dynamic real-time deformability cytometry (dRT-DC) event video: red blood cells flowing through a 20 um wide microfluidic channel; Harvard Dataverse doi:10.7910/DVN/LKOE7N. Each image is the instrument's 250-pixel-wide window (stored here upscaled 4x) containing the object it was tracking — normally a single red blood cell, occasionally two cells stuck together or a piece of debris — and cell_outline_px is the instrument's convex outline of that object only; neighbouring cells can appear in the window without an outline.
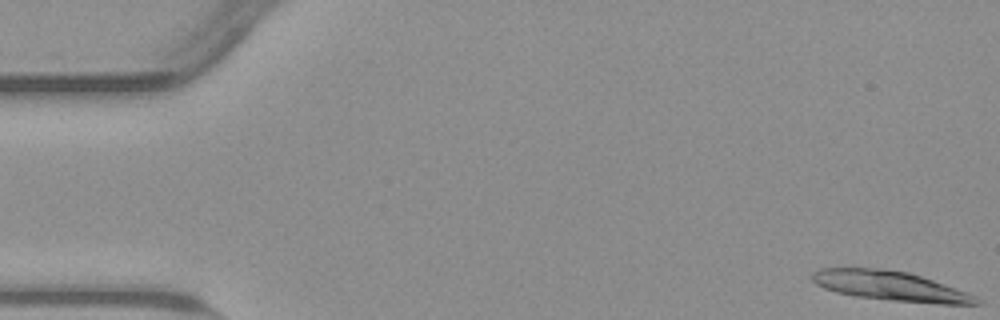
{"species": "common noctule bat (a hibernating species)", "species_latin": "Nyctalus noctula", "temperature_condition": "warm", "stored_images_in_passage": 13, "camera_frame_rate_fps": 3000, "um_per_image_px": 0.085, "animal": {"sex": "male", "body_mass_g": 23.1, "forearm_length_mm": 52.7}, "frame": {"image": 1, "passage_image": 1, "time_ms": 0.0, "image_size_px": [1000, 320], "cell_outline_px": [[984, 304], [940, 304], [892, 300], [856, 296], [836, 292], [824, 288], [816, 284], [808, 276], [812, 272], [820, 268], [880, 268], [908, 272], [944, 284], [976, 296]], "centroid_in_image_um": [75.64, 24.3], "position_along_channel_um": 9.4, "area_um2": 28.21}}